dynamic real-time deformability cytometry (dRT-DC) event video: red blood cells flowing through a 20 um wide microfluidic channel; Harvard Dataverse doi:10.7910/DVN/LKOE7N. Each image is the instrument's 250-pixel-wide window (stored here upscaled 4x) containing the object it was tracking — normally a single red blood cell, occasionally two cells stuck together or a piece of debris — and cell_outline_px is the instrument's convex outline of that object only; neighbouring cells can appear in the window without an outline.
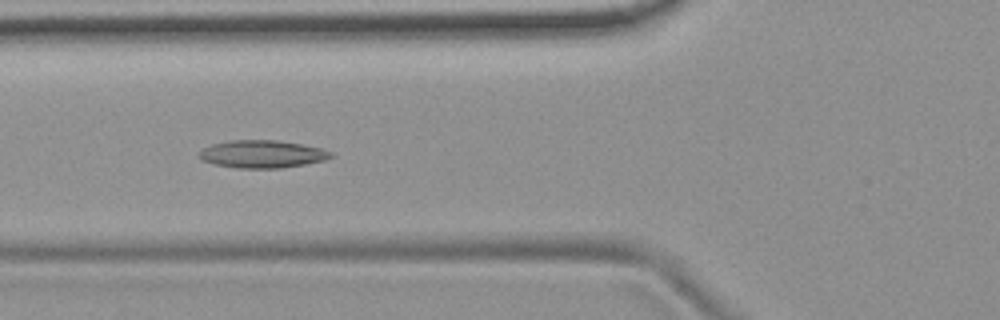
{"species": "common noctule bat (a hibernating species)", "species_latin": "Nyctalus noctula", "temperature_condition": "room temperature", "stored_images_in_passage": 9, "camera_frame_rate_fps": 3000, "um_per_image_px": 0.085, "animal": {"sex": "female", "body_mass_g": 19.9}, "frame": {"image": 1, "passage_image": 4, "time_ms": 3.333, "image_size_px": [1000, 320], "cell_outline_px": [[336, 156], [324, 160], [304, 164], [280, 168], [236, 168], [212, 164], [200, 160], [196, 156], [196, 152], [212, 144], [232, 140], [280, 140], [320, 148], [332, 152]], "centroid_in_image_um": [22.23, 13.1], "position_along_channel_um": 103.6, "area_um2": 21.44}}
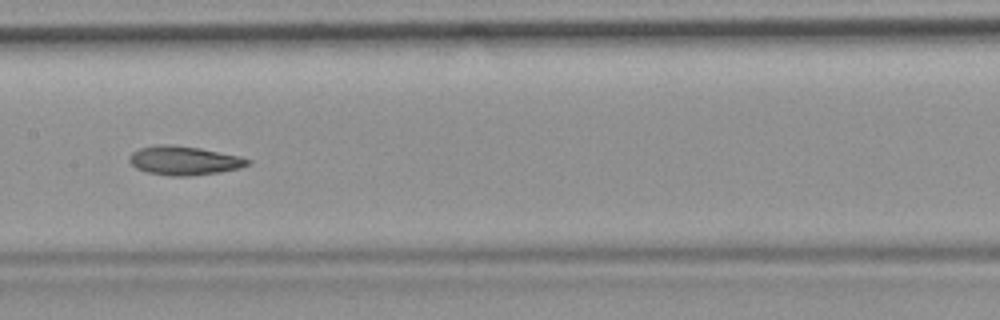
{"frame": {"image": 2, "passage_image": 6, "time_ms": 5.667, "image_size_px": [1000, 320], "cell_outline_px": [[252, 160], [248, 164], [240, 168], [220, 172], [188, 176], [168, 176], [148, 172], [136, 168], [128, 160], [128, 156], [132, 152], [140, 148], [156, 144], [172, 144], [200, 148], [240, 156]], "centroid_in_image_um": [15.63, 13.64], "position_along_channel_um": 191.8, "area_um2": 20.06}}
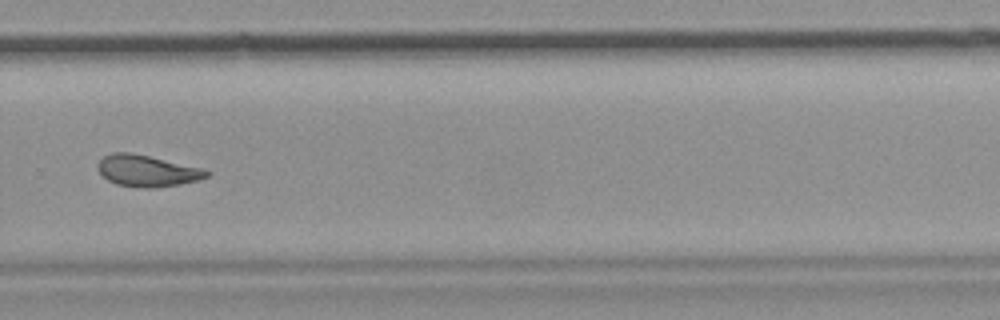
{"frame": {"image": 3, "passage_image": 9, "time_ms": 9.0, "image_size_px": [1000, 320], "cell_outline_px": [[212, 172], [208, 176], [200, 180], [180, 184], [152, 188], [144, 188], [116, 184], [108, 180], [96, 168], [96, 164], [104, 156], [112, 152], [132, 152], [200, 168]], "centroid_in_image_um": [12.48, 14.52], "position_along_channel_um": 317.3, "area_um2": 19.88}}